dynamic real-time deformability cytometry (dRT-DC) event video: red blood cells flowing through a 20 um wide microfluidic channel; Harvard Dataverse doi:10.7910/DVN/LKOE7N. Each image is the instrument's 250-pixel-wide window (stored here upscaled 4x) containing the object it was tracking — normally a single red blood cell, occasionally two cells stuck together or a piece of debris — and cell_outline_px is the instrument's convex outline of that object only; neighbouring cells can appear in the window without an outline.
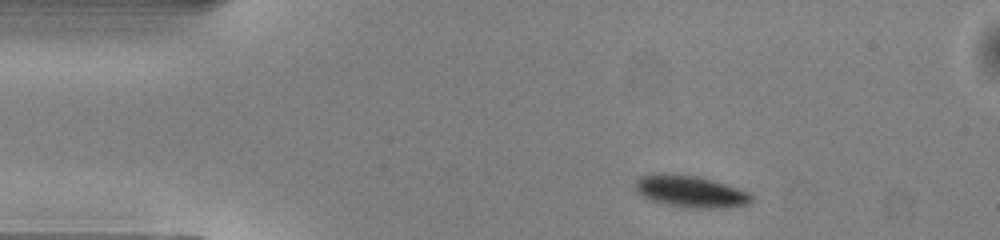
{"species": "common noctule bat (a hibernating species)", "species_latin": "Nyctalus noctula", "temperature_condition": "warm", "stored_images_in_passage": 46, "camera_frame_rate_fps": 3000, "um_per_image_px": 0.085, "animal": {"sex": "male", "body_mass_g": 13.0, "forearm_length_mm": 53.1}, "frame": {"image": 1, "passage_image": 4, "time_ms": 1.0, "image_size_px": [1000, 240], "cell_outline_px": [[752, 200], [748, 204], [720, 208], [692, 208], [668, 204], [652, 200], [636, 192], [636, 180], [640, 176], [660, 172], [664, 172], [696, 176], [712, 180], [748, 192], [752, 196]], "centroid_in_image_um": [58.66, 16.26], "position_along_channel_um": 26.3, "area_um2": 21.27}}
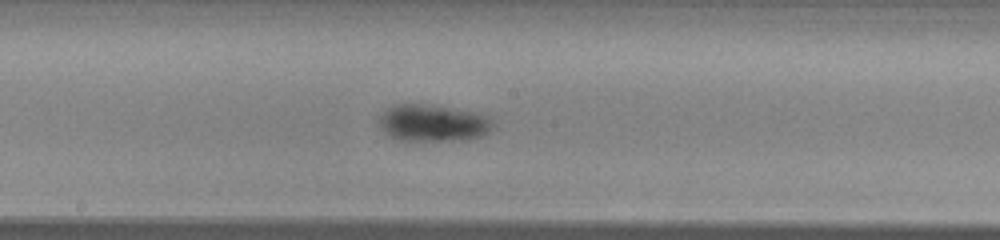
{"frame": {"image": 2, "passage_image": 22, "time_ms": 7.0, "image_size_px": [1000, 240], "cell_outline_px": [[496, 124], [488, 132], [480, 136], [468, 140], [396, 140], [388, 136], [384, 132], [380, 124], [380, 116], [388, 108], [396, 104], [424, 104], [472, 112], [488, 116]], "centroid_in_image_um": [36.81, 10.47], "position_along_channel_um": 211.4, "area_um2": 24.28}}
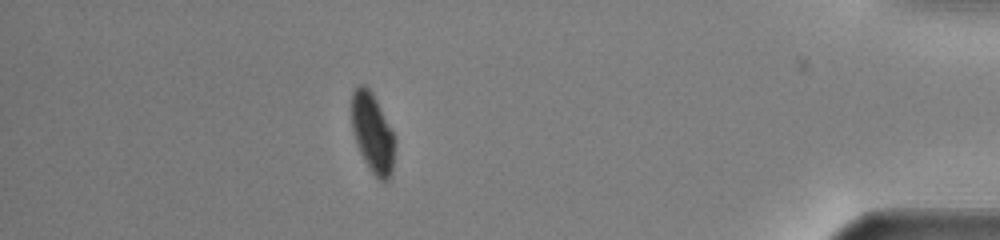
{"frame": {"image": 3, "passage_image": 40, "time_ms": 13.0, "image_size_px": [1000, 240], "cell_outline_px": [[396, 140], [392, 172], [388, 180], [384, 184], [368, 168], [356, 144], [352, 132], [352, 92], [360, 84], [364, 84], [372, 92], [392, 128]], "centroid_in_image_um": [31.69, 11.33], "position_along_channel_um": 403.5, "area_um2": 20.35}, "authors_computed_cell_mechanics": {"area_um2": 22.3397, "velocity_mm_per_s": 4.0724, "shape_relaxation_time_tau1_ms": 2.4793, "shape_relaxation_time_tau2_ms": null, "deformation_change_tau1": 0.0996, "deformation_change_tau2": null}}